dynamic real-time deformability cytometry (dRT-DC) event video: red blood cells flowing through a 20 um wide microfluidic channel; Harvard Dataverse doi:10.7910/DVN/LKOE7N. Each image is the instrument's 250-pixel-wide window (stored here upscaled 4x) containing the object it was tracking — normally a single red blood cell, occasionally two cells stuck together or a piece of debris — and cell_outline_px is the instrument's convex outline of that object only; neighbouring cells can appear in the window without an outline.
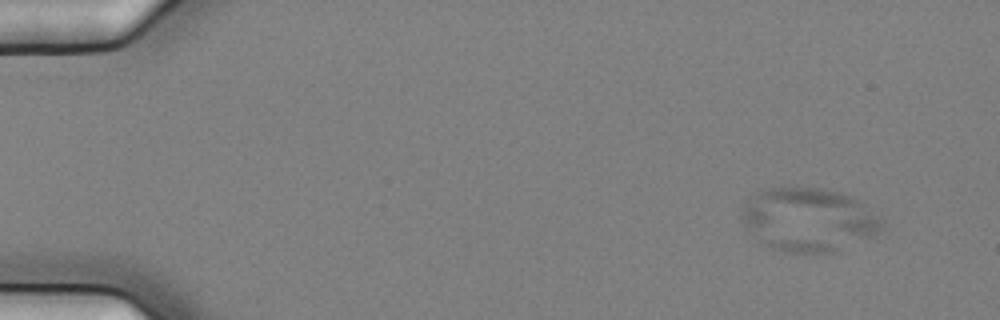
{"species": "common noctule bat (a hibernating species)", "species_latin": "Nyctalus noctula", "temperature_condition": "cold", "stored_images_in_passage": 5, "camera_frame_rate_fps": 3000, "um_per_image_px": 0.085, "animal": {"sex": "female", "body_mass_g": 25.1}, "frame": {"image": 1, "passage_image": 3, "time_ms": 0.667, "image_size_px": [1000, 320], "cell_outline_px": [[884, 224], [876, 232], [832, 252], [784, 252], [772, 248], [764, 244], [748, 228], [744, 220], [744, 204], [748, 196], [756, 192], [768, 188], [824, 188], [840, 192], [852, 196], [860, 200]], "centroid_in_image_um": [68.69, 18.63], "position_along_channel_um": 16.3, "area_um2": 50.63}}